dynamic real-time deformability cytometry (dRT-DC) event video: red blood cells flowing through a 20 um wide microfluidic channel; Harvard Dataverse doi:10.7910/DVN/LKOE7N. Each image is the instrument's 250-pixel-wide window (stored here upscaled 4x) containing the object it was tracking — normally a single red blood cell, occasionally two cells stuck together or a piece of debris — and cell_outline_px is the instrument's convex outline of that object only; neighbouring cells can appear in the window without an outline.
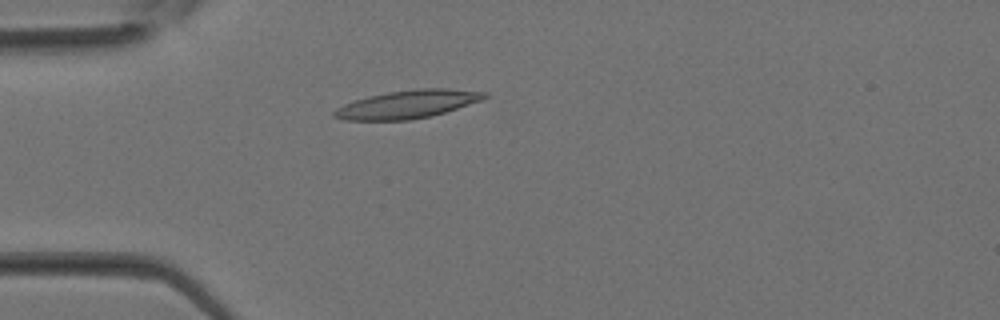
{"species": "Egyptian fruit bat (a non-hibernating species)", "species_latin": "Rousettus aegyptiacus", "temperature_condition": "room temperature", "stored_images_in_passage": 9, "camera_frame_rate_fps": 3000, "um_per_image_px": 0.085, "animal": {"sex": "female"}, "frame": {"image": 1, "passage_image": 2, "time_ms": 0.333, "image_size_px": [1000, 320], "cell_outline_px": [[488, 96], [484, 100], [444, 112], [428, 116], [408, 120], [344, 120], [332, 116], [332, 112], [336, 108], [344, 104], [368, 96], [388, 92], [420, 88], [448, 88], [488, 92]], "centroid_in_image_um": [34.66, 8.85], "position_along_channel_um": 50.3, "area_um2": 24.57}}
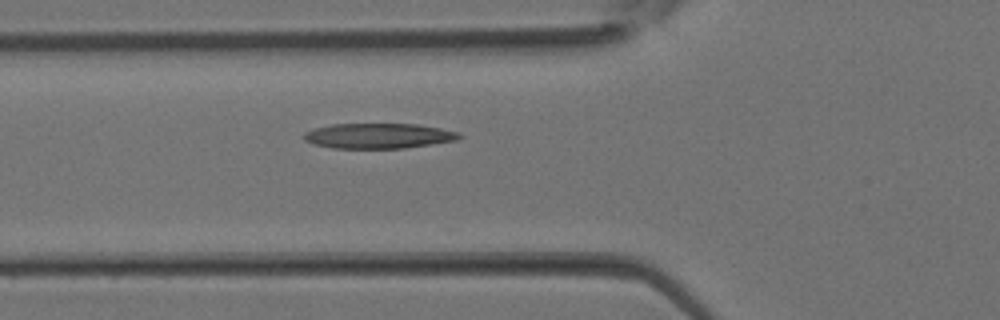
{"frame": {"image": 2, "passage_image": 5, "time_ms": 1.333, "image_size_px": [1000, 320], "cell_outline_px": [[464, 136], [456, 140], [404, 148], [332, 148], [312, 144], [304, 140], [300, 136], [304, 132], [312, 128], [332, 124], [416, 124], [440, 128], [460, 132]], "centroid_in_image_um": [32.11, 11.54], "position_along_channel_um": 93.7, "area_um2": 23.0}}
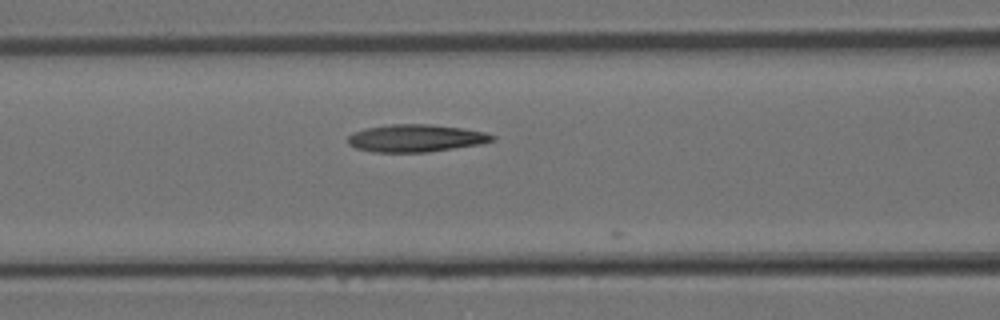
{"frame": {"image": 3, "passage_image": 7, "time_ms": 2.0, "image_size_px": [1000, 320], "cell_outline_px": [[496, 140], [480, 144], [428, 152], [372, 152], [356, 148], [348, 144], [348, 136], [356, 132], [368, 128], [392, 124], [428, 124], [460, 128], [484, 132], [496, 136]], "centroid_in_image_um": [35.36, 11.75], "position_along_channel_um": 131.2, "area_um2": 22.89}}